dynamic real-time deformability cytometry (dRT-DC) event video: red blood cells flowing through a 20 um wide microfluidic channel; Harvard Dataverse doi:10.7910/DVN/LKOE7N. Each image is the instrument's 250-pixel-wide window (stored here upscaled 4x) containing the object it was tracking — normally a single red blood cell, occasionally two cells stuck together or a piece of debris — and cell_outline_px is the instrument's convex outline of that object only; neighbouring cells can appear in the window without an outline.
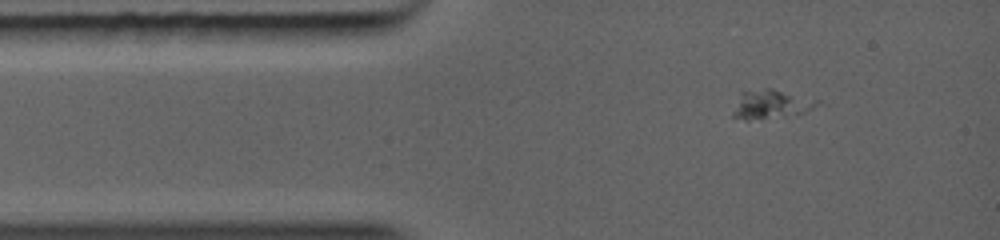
{"species": "common noctule bat (a hibernating species)", "species_latin": "Nyctalus noctula", "temperature_condition": "warm", "stored_images_in_passage": 5, "camera_frame_rate_fps": 5000, "um_per_image_px": 0.085, "animal": {"sex": "female", "body_mass_g": 19.0, "forearm_length_mm": 56.7}, "frame": {"image": 1, "passage_image": 2, "time_ms": 0.8, "image_size_px": [1000, 240], "cell_outline_px": [[820, 104], [796, 116], [748, 120], [744, 120], [732, 116], [740, 92], [768, 88], [820, 100]], "centroid_in_image_um": [65.56, 8.89], "position_along_channel_um": 19.4, "area_um2": 14.16}}
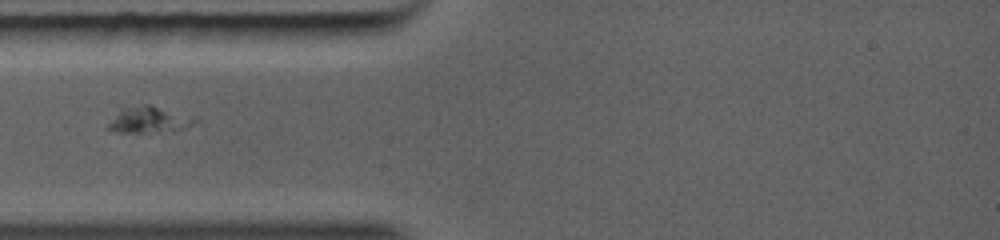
{"frame": {"image": 2, "passage_image": 4, "time_ms": 2.6, "image_size_px": [1000, 240], "cell_outline_px": [[200, 120], [172, 132], [120, 132], [108, 128], [108, 124], [120, 112], [128, 108], [148, 104]], "centroid_in_image_um": [12.69, 10.22], "position_along_channel_um": 72.3, "area_um2": 12.37}}